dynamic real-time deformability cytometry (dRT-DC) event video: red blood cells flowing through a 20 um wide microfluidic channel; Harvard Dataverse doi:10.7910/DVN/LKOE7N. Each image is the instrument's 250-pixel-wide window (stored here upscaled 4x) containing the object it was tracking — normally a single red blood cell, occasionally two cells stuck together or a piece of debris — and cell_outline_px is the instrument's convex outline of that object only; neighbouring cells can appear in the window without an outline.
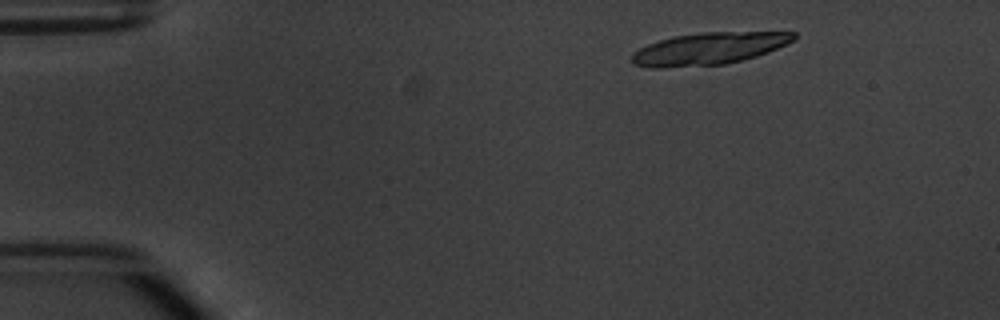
{"species": "common noctule bat (a hibernating species)", "species_latin": "Nyctalus noctula", "temperature_condition": "warm", "stored_images_in_passage": 6, "camera_frame_rate_fps": 3000, "um_per_image_px": 0.085, "animal": {"sex": "male", "body_mass_g": 20.1, "forearm_length_mm": 53.5}, "frame": {"image": 1, "passage_image": 2, "time_ms": 1.333, "image_size_px": [1000, 320], "cell_outline_px": [[796, 40], [788, 44], [768, 52], [756, 56], [724, 64], [664, 68], [648, 68], [632, 64], [632, 52], [648, 44], [672, 36], [700, 32], [796, 32]], "centroid_in_image_um": [60.24, 4.13], "position_along_channel_um": 24.8, "area_um2": 30.46}}